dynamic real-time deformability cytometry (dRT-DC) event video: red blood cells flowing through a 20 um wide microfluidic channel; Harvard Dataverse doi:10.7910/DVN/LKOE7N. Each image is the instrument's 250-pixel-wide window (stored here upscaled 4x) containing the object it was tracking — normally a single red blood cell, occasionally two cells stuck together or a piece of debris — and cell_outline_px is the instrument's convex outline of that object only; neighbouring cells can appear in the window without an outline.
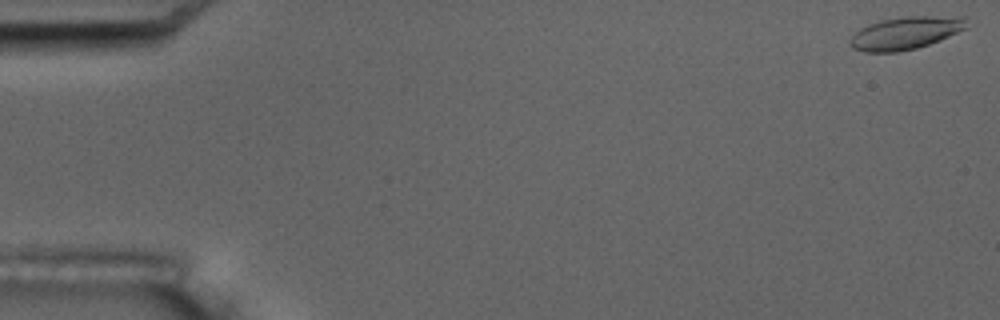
{"species": "common noctule bat (a hibernating species)", "species_latin": "Nyctalus noctula", "temperature_condition": "room temperature", "stored_images_in_passage": 5, "camera_frame_rate_fps": 3000, "um_per_image_px": 0.085, "animal": {"sex": "male", "body_mass_g": 17.5, "forearm_length_mm": 52.3}, "frame": {"image": 1, "passage_image": 1, "time_ms": 0.0, "image_size_px": [1000, 320], "cell_outline_px": [[968, 28], [940, 40], [916, 48], [896, 52], [864, 52], [852, 48], [848, 40], [860, 28], [868, 24], [880, 20], [908, 16], [964, 16]], "centroid_in_image_um": [76.97, 2.8], "position_along_channel_um": 8.0, "area_um2": 22.25}}
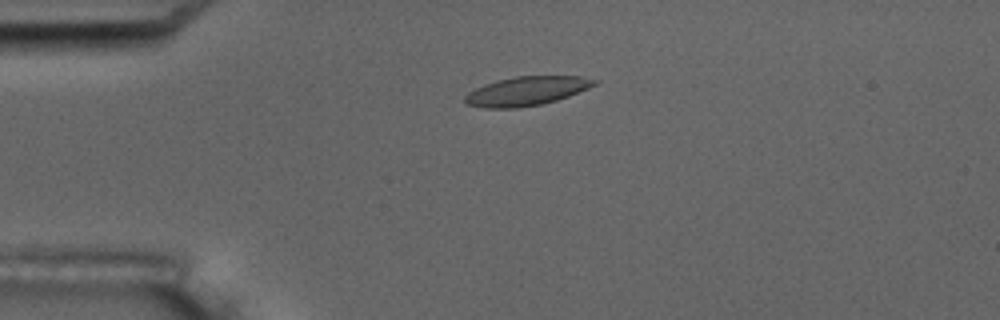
{"frame": {"image": 2, "passage_image": 4, "time_ms": 4.333, "image_size_px": [1000, 320], "cell_outline_px": [[600, 80], [596, 84], [588, 88], [568, 96], [556, 100], [540, 104], [516, 108], [484, 108], [468, 104], [464, 100], [464, 96], [468, 92], [484, 84], [496, 80], [516, 76], [580, 76]], "centroid_in_image_um": [44.75, 7.73], "position_along_channel_um": 40.3, "area_um2": 21.79}}